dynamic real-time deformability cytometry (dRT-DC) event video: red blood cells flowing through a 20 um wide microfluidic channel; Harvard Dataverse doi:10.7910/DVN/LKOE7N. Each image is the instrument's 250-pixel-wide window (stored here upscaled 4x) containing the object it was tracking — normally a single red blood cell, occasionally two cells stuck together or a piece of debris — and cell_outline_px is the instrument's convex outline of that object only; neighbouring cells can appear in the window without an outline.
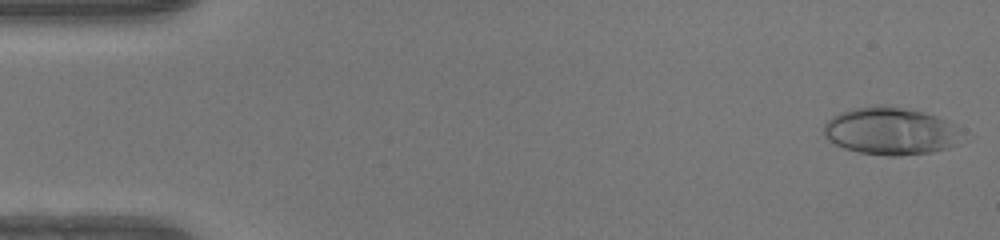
{"species": "human", "species_latin": "Homo sapiens", "temperature_condition": "warm", "stored_images_in_passage": 49, "camera_frame_rate_fps": 3000, "um_per_image_px": 0.085, "donor": {"sex": "female"}, "frame": {"image": 1, "passage_image": 2, "time_ms": 0.333, "image_size_px": [1000, 240], "cell_outline_px": [[968, 140], [948, 148], [932, 152], [900, 156], [884, 156], [860, 152], [844, 148], [828, 140], [824, 136], [824, 124], [832, 116], [840, 112], [852, 108], [876, 104], [884, 104], [924, 112], [948, 120]], "centroid_in_image_um": [75.74, 11.14], "position_along_channel_um": 9.3, "area_um2": 38.9}}
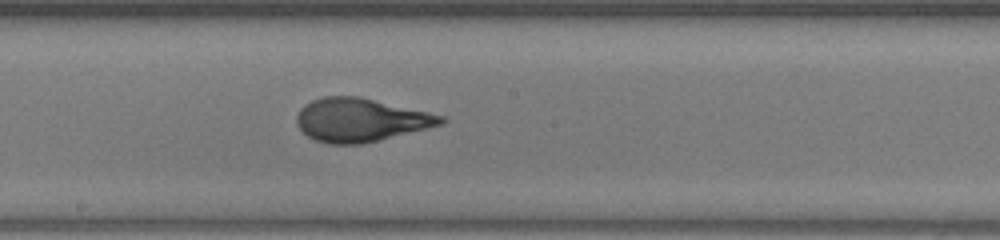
{"frame": {"image": 2, "passage_image": 27, "time_ms": 8.667, "image_size_px": [1000, 240], "cell_outline_px": [[448, 120], [444, 124], [360, 144], [328, 144], [316, 140], [308, 136], [296, 124], [296, 116], [300, 108], [304, 104], [312, 100], [324, 96], [360, 96], [428, 112], [444, 116]], "centroid_in_image_um": [30.63, 10.18], "position_along_channel_um": 217.6, "area_um2": 36.36}}
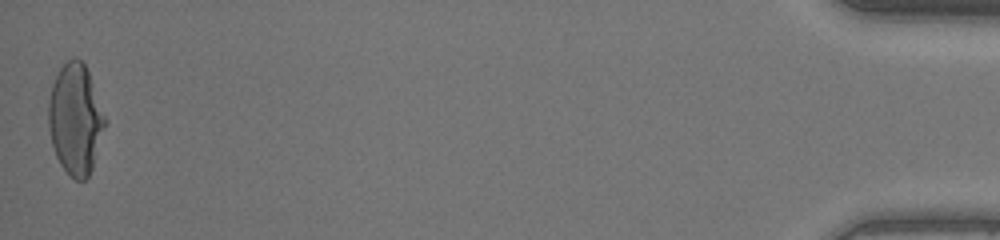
{"frame": {"image": 3, "passage_image": 49, "time_ms": 16.0, "image_size_px": [1000, 240], "cell_outline_px": [[104, 128], [92, 168], [88, 176], [84, 180], [76, 180], [68, 176], [60, 164], [56, 156], [52, 144], [48, 128], [48, 104], [52, 84], [60, 68], [72, 56], [76, 56], [84, 64], [88, 72], [104, 116]], "centroid_in_image_um": [6.37, 10.15], "position_along_channel_um": 428.8, "area_um2": 35.95}, "authors_computed_cell_mechanics": {"area_um2": 36.0672, "velocity_mm_per_s": 4.2497, "shape_relaxation_time_tau1_ms": 7.6494, "shape_relaxation_time_tau2_ms": null, "deformation_change_tau1": 0.3526, "deformation_change_tau2": null}}